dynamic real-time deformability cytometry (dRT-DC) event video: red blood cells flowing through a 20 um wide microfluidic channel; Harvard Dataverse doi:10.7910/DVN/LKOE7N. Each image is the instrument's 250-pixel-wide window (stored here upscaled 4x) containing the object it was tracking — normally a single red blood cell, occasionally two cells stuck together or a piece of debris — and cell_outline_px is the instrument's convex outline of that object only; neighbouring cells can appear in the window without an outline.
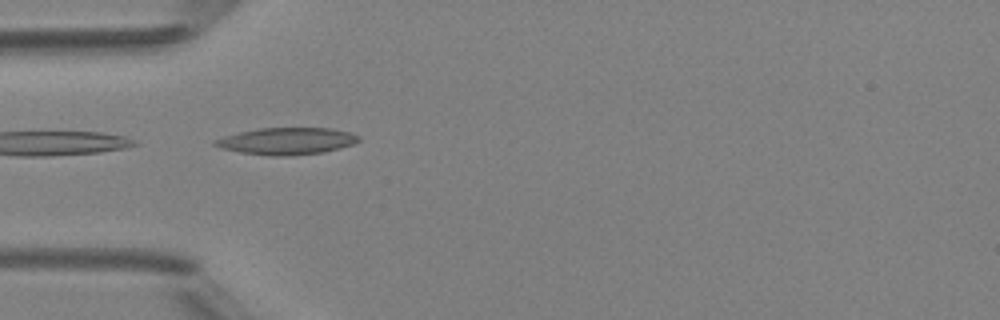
{"species": "Egyptian fruit bat (a non-hibernating species)", "species_latin": "Rousettus aegyptiacus", "temperature_condition": "room temperature", "stored_images_in_passage": 3, "camera_frame_rate_fps": 3000, "um_per_image_px": 0.085, "animal": {"sex": "female"}, "frame": {"image": 1, "passage_image": 1, "time_ms": 0.0, "image_size_px": [1000, 320], "cell_outline_px": [[360, 140], [352, 144], [324, 152], [288, 156], [272, 156], [240, 152], [220, 148], [212, 144], [212, 140], [224, 136], [240, 132], [260, 128], [332, 128], [348, 132], [360, 136]], "centroid_in_image_um": [24.34, 11.99], "position_along_channel_um": 60.7, "area_um2": 22.48}}